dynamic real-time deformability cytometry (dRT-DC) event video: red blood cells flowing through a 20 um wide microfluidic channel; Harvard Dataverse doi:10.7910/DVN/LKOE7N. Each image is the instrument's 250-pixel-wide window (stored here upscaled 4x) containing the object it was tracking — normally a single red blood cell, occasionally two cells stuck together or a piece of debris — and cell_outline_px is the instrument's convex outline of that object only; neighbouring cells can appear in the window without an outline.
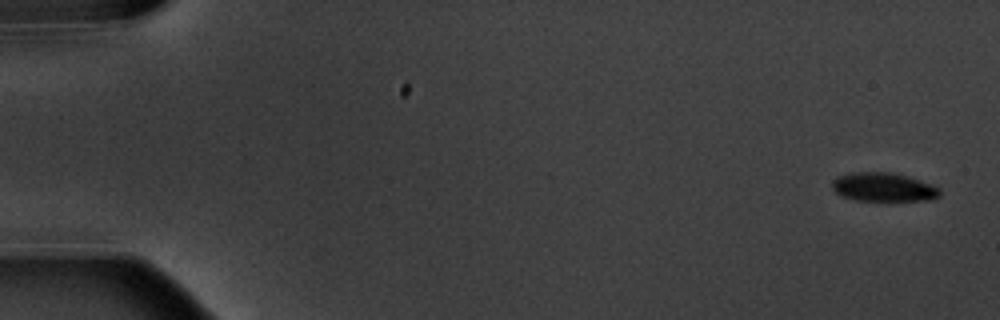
{"species": "common noctule bat (a hibernating species)", "species_latin": "Nyctalus noctula", "temperature_condition": "warm", "stored_images_in_passage": 6, "camera_frame_rate_fps": 3000, "um_per_image_px": 0.085, "animal": {"sex": "male", "body_mass_g": 20.1, "forearm_length_mm": 53.5}, "frame": {"image": 1, "passage_image": 1, "time_ms": 0.0, "image_size_px": [1000, 320], "cell_outline_px": [[940, 196], [936, 200], [888, 204], [856, 200], [840, 196], [832, 188], [832, 180], [836, 176], [848, 172], [892, 172], [908, 176], [932, 184], [940, 188]], "centroid_in_image_um": [75.14, 15.97], "position_along_channel_um": 9.9, "area_um2": 19.48}}
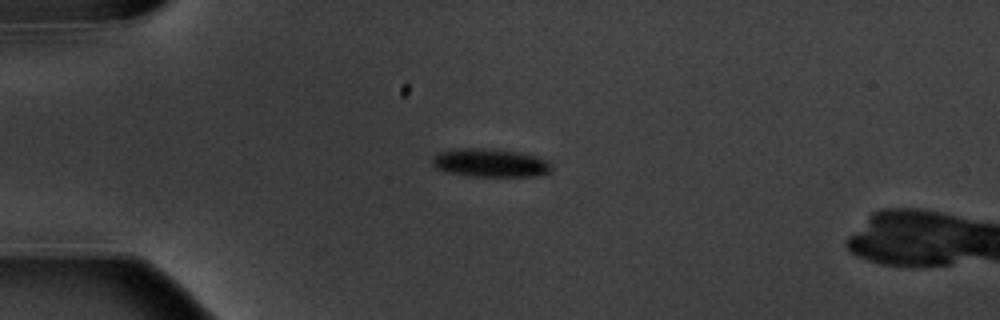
{"frame": {"image": 2, "passage_image": 4, "time_ms": 4.333, "image_size_px": [1000, 320], "cell_outline_px": [[552, 168], [548, 172], [536, 176], [468, 176], [448, 172], [436, 168], [432, 164], [432, 156], [440, 152], [456, 148], [496, 148], [520, 152], [540, 156], [548, 160], [552, 164]], "centroid_in_image_um": [41.7, 13.82], "position_along_channel_um": 43.3, "area_um2": 20.06}}